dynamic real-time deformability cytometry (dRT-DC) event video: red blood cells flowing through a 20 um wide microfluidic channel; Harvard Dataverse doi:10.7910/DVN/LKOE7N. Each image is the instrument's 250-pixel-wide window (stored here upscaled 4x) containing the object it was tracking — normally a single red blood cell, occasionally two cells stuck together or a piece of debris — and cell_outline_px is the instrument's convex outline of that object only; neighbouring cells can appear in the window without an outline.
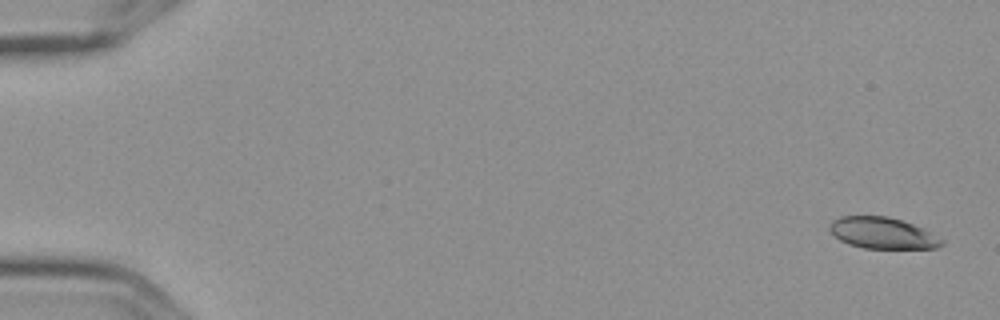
{"species": "Egyptian fruit bat (a non-hibernating species)", "species_latin": "Rousettus aegyptiacus", "temperature_condition": "cold", "stored_images_in_passage": 16, "camera_frame_rate_fps": 3000, "um_per_image_px": 0.085, "frame": {"image": 1, "passage_image": 1, "time_ms": 0.0, "image_size_px": [1000, 320], "cell_outline_px": [[944, 244], [936, 248], [864, 248], [848, 244], [840, 240], [828, 228], [832, 220], [840, 216], [888, 216], [924, 228], [944, 240]], "centroid_in_image_um": [75.02, 19.81], "position_along_channel_um": 10.0, "area_um2": 20.4}}
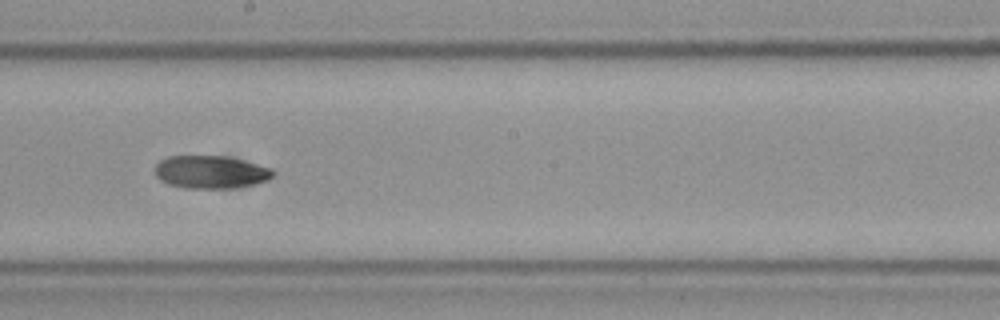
{"frame": {"image": 2, "passage_image": 9, "time_ms": 2.667, "image_size_px": [1000, 320], "cell_outline_px": [[276, 172], [268, 180], [256, 184], [232, 188], [184, 188], [168, 184], [160, 180], [156, 176], [156, 164], [160, 160], [168, 156], [224, 156], [272, 168]], "centroid_in_image_um": [17.91, 14.63], "position_along_channel_um": 230.3, "area_um2": 22.54}}
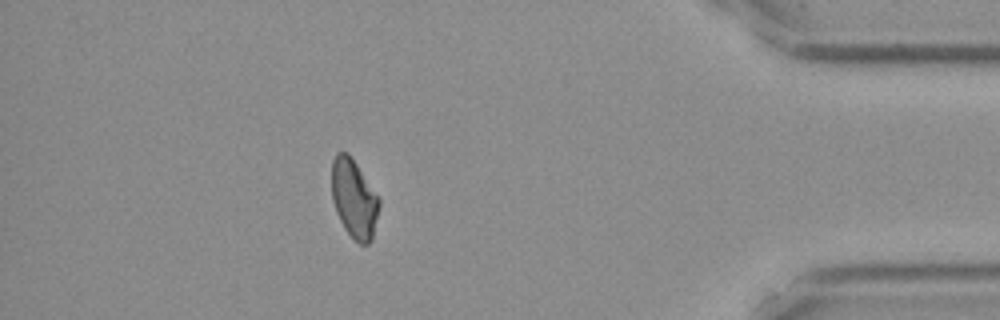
{"frame": {"image": 3, "passage_image": 14, "time_ms": 4.333, "image_size_px": [1000, 320], "cell_outline_px": [[380, 204], [372, 240], [368, 244], [360, 244], [344, 228], [336, 212], [332, 200], [332, 160], [336, 152], [348, 152], [380, 196]], "centroid_in_image_um": [30.11, 16.86], "position_along_channel_um": 405.1, "area_um2": 21.96}}